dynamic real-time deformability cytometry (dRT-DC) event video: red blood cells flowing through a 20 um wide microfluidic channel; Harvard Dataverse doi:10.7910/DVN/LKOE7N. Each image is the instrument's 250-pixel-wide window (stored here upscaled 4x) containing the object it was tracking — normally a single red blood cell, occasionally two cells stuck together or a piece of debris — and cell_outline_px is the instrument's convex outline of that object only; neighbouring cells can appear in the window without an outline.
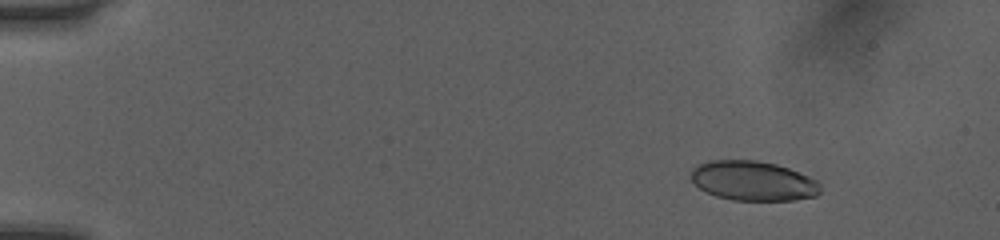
{"species": "human", "species_latin": "Homo sapiens", "temperature_condition": "room temperature", "stored_images_in_passage": 52, "camera_frame_rate_fps": 3000, "um_per_image_px": 0.085, "donor": {"sex": "female"}, "frame": {"image": 1, "passage_image": 7, "time_ms": 2.0, "image_size_px": [1000, 240], "cell_outline_px": [[820, 192], [816, 196], [792, 200], [732, 200], [716, 196], [700, 188], [692, 180], [692, 168], [708, 160], [756, 160], [776, 164], [788, 168], [808, 176], [816, 180], [820, 184]], "centroid_in_image_um": [64.02, 15.37], "position_along_channel_um": 21.0, "area_um2": 29.71}}
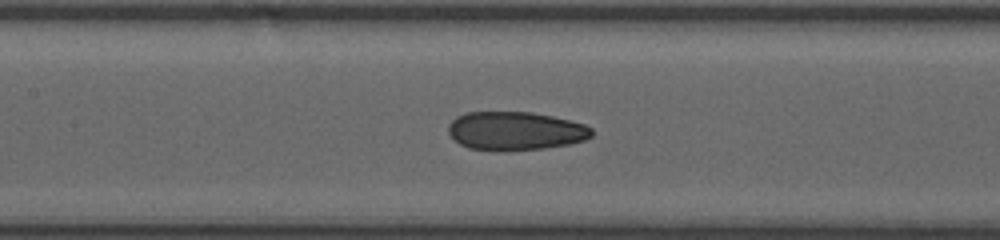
{"frame": {"image": 2, "passage_image": 26, "time_ms": 8.333, "image_size_px": [1000, 240], "cell_outline_px": [[592, 136], [584, 140], [568, 144], [544, 148], [500, 152], [496, 152], [468, 148], [460, 144], [448, 132], [448, 124], [456, 116], [468, 112], [532, 112], [552, 116], [584, 124], [592, 128]], "centroid_in_image_um": [43.78, 11.14], "position_along_channel_um": 163.6, "area_um2": 32.43}}
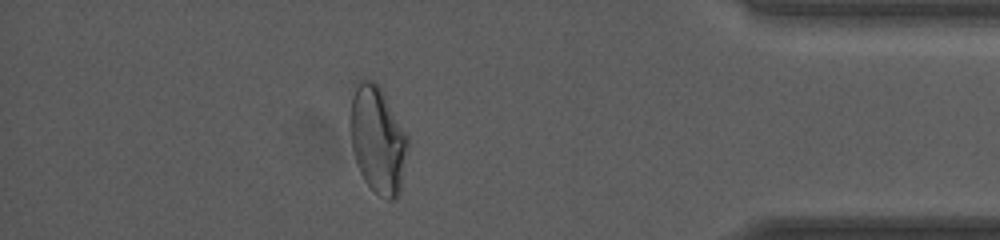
{"frame": {"image": 3, "passage_image": 46, "time_ms": 15.0, "image_size_px": [1000, 240], "cell_outline_px": [[408, 148], [400, 196], [392, 200], [388, 200], [380, 196], [364, 180], [356, 164], [352, 148], [348, 124], [352, 96], [356, 80], [368, 80], [380, 84], [408, 136]], "centroid_in_image_um": [32.1, 11.86], "position_along_channel_um": 403.1, "area_um2": 36.7}, "authors_computed_cell_mechanics": {"area_um2": 32.4547, "velocity_mm_per_s": 4.0866, "shape_relaxation_time_tau1_ms": null, "shape_relaxation_time_tau2_ms": 1.4504, "deformation_change_tau1": null, "deformation_change_tau2": 0.0781}}